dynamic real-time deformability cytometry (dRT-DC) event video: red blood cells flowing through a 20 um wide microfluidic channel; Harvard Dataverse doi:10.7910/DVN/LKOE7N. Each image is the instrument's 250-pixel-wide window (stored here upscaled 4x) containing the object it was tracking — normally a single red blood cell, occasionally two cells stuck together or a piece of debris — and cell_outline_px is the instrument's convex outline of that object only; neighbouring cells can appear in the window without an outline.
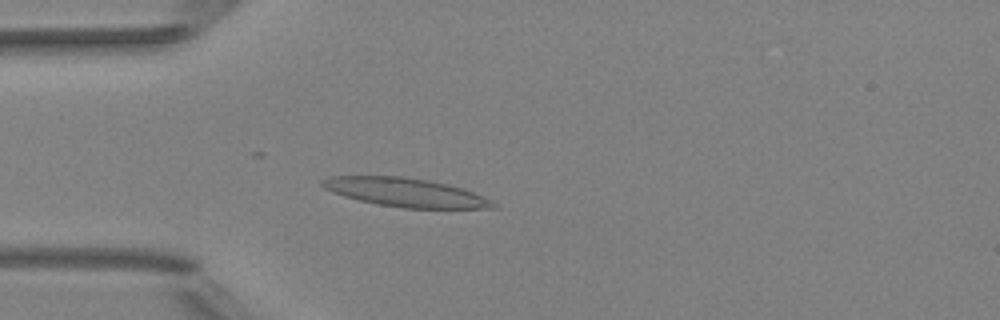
{"species": "Egyptian fruit bat (a non-hibernating species)", "species_latin": "Rousettus aegyptiacus", "temperature_condition": "room temperature", "stored_images_in_passage": 37, "camera_frame_rate_fps": 3000, "um_per_image_px": 0.085, "animal": {"sex": "female"}, "frame": {"image": 1, "passage_image": 9, "time_ms": 2.667, "image_size_px": [1000, 320], "cell_outline_px": [[500, 208], [404, 208], [380, 204], [360, 200], [344, 196], [332, 192], [324, 188], [320, 184], [320, 180], [328, 176], [404, 176], [428, 180], [448, 184], [472, 192], [492, 200]], "centroid_in_image_um": [34.45, 16.34], "position_along_channel_um": 50.6, "area_um2": 28.44}}
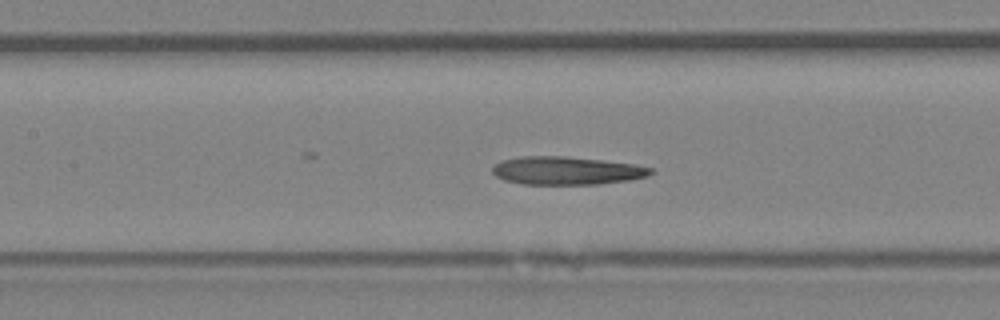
{"frame": {"image": 2, "passage_image": 18, "time_ms": 5.667, "image_size_px": [1000, 320], "cell_outline_px": [[656, 172], [648, 176], [632, 180], [600, 184], [524, 184], [504, 180], [496, 176], [492, 172], [492, 164], [500, 160], [524, 156], [564, 156], [636, 164], [652, 168]], "centroid_in_image_um": [48.18, 14.5], "position_along_channel_um": 159.2, "area_um2": 26.18}}
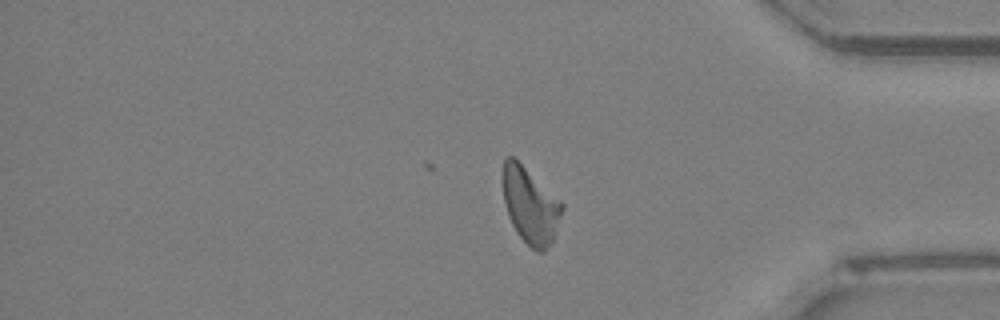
{"frame": {"image": 3, "passage_image": 37, "time_ms": 12.0, "image_size_px": [1000, 320], "cell_outline_px": [[564, 208], [556, 232], [552, 240], [544, 252], [536, 252], [516, 232], [508, 216], [504, 204], [504, 160], [508, 156], [512, 156], [560, 200], [564, 204]], "centroid_in_image_um": [45.1, 17.51], "position_along_channel_um": 390.1, "area_um2": 25.66}, "authors_computed_cell_mechanics": {"area_um2": 26.1834, "velocity_mm_per_s": 3.9781, "shape_relaxation_time_tau1_ms": null, "shape_relaxation_time_tau2_ms": 6.6285, "deformation_change_tau1": null, "deformation_change_tau2": 0.1788}}